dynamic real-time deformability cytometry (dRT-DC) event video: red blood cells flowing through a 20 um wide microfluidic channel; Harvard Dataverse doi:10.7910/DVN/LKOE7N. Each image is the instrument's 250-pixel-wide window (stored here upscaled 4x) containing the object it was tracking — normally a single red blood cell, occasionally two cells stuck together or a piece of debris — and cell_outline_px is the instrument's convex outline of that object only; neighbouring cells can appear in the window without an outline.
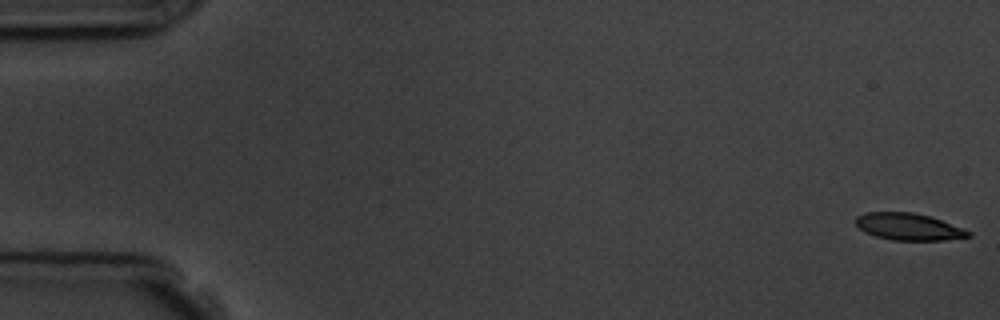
{"species": "common noctule bat (a hibernating species)", "species_latin": "Nyctalus noctula", "temperature_condition": "room temperature", "stored_images_in_passage": 7, "camera_frame_rate_fps": 3000, "um_per_image_px": 0.085, "animal": {"sex": "male", "body_mass_g": 19.5, "forearm_length_mm": 54.6}, "frame": {"image": 1, "passage_image": 1, "time_ms": 0.0, "image_size_px": [1000, 320], "cell_outline_px": [[972, 236], [944, 240], [892, 240], [876, 236], [864, 232], [856, 224], [856, 216], [868, 212], [912, 212], [932, 216], [972, 232]], "centroid_in_image_um": [77.25, 19.26], "position_along_channel_um": 7.8, "area_um2": 17.69}}
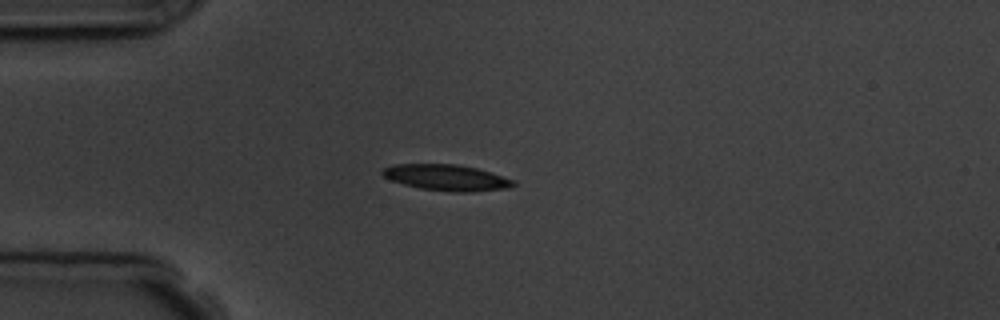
{"frame": {"image": 2, "passage_image": 5, "time_ms": 4.667, "image_size_px": [1000, 320], "cell_outline_px": [[516, 184], [508, 188], [468, 192], [452, 192], [420, 188], [404, 184], [392, 180], [384, 176], [380, 172], [384, 168], [392, 164], [456, 164], [476, 168], [516, 180]], "centroid_in_image_um": [37.96, 15.09], "position_along_channel_um": 47.0, "area_um2": 19.77}}